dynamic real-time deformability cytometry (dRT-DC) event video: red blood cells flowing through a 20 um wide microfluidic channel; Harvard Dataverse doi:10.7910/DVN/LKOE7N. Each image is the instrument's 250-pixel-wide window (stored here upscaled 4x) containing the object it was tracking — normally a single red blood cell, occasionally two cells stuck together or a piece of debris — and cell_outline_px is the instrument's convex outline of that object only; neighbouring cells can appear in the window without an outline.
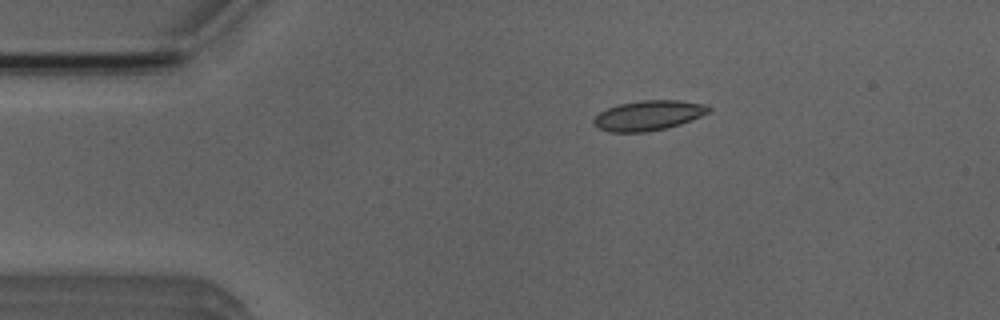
{"species": "Egyptian fruit bat (a non-hibernating species)", "species_latin": "Rousettus aegyptiacus", "temperature_condition": "room temperature", "stored_images_in_passage": 4, "camera_frame_rate_fps": 3000, "um_per_image_px": 0.085, "animal": {"sex": "male"}, "frame": {"image": 1, "passage_image": 3, "time_ms": 2.333, "image_size_px": [1000, 320], "cell_outline_px": [[712, 108], [708, 112], [700, 116], [680, 124], [668, 128], [648, 132], [608, 132], [596, 128], [592, 120], [600, 112], [608, 108], [620, 104], [644, 100], [680, 100], [708, 104]], "centroid_in_image_um": [55.12, 9.82], "position_along_channel_um": 29.9, "area_um2": 20.17}}